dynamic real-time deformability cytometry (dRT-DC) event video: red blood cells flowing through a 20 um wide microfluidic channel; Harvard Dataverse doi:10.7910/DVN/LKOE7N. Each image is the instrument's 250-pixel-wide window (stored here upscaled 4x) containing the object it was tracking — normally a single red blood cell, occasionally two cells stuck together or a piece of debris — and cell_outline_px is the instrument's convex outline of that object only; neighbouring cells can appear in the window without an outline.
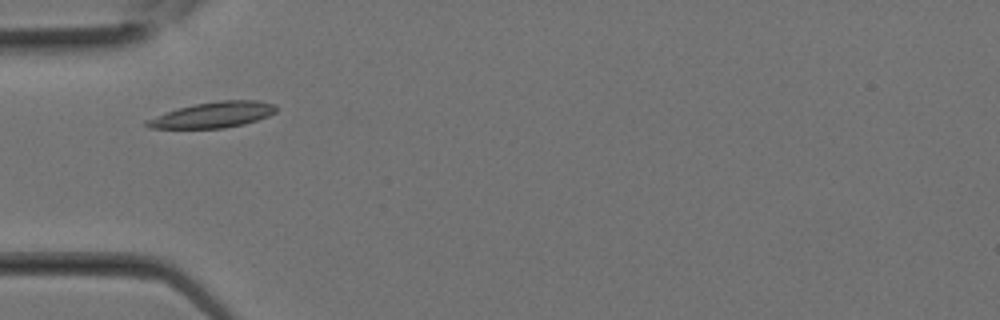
{"species": "Egyptian fruit bat (a non-hibernating species)", "species_latin": "Rousettus aegyptiacus", "temperature_condition": "room temperature", "stored_images_in_passage": 8, "camera_frame_rate_fps": 3000, "um_per_image_px": 0.085, "animal": {"sex": "female"}, "frame": {"image": 1, "passage_image": 2, "time_ms": 0.333, "image_size_px": [1000, 320], "cell_outline_px": [[276, 112], [268, 116], [244, 124], [224, 128], [148, 128], [144, 124], [144, 120], [176, 108], [196, 104], [220, 100], [256, 100], [276, 104]], "centroid_in_image_um": [18.09, 9.76], "position_along_channel_um": 66.9, "area_um2": 19.42}}
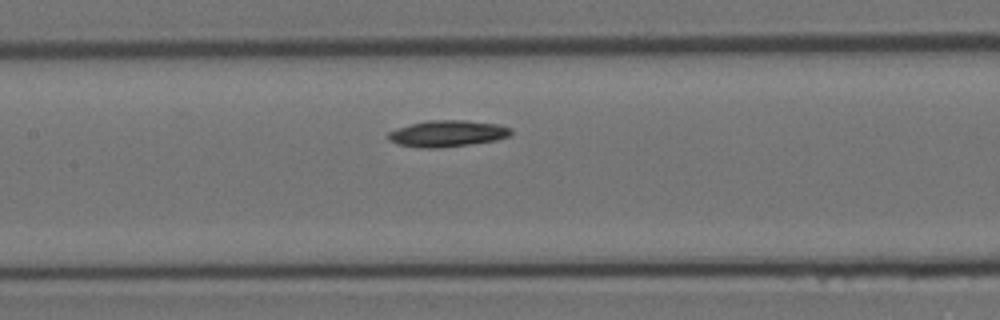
{"frame": {"image": 2, "passage_image": 6, "time_ms": 1.667, "image_size_px": [1000, 320], "cell_outline_px": [[512, 132], [508, 136], [496, 140], [468, 144], [436, 148], [428, 148], [400, 144], [392, 140], [388, 136], [388, 132], [412, 124], [428, 120], [464, 120], [496, 124], [512, 128]], "centroid_in_image_um": [38.08, 11.34], "position_along_channel_um": 169.3, "area_um2": 18.32}}
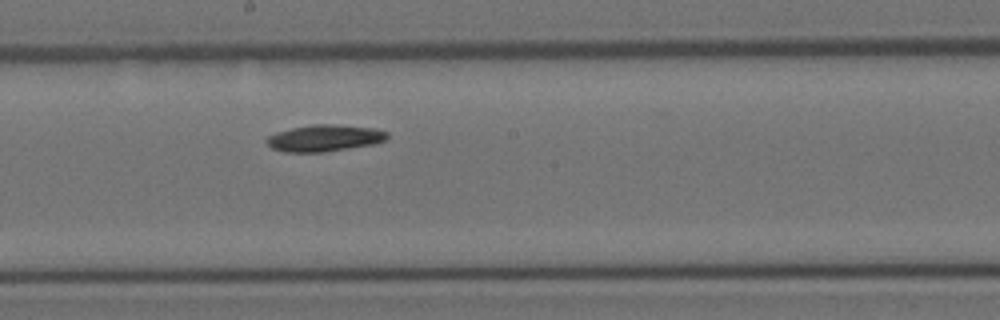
{"frame": {"image": 3, "passage_image": 8, "time_ms": 2.333, "image_size_px": [1000, 320], "cell_outline_px": [[388, 136], [384, 140], [376, 144], [324, 152], [284, 152], [272, 148], [264, 140], [268, 136], [276, 132], [292, 128], [312, 124], [336, 124], [376, 128], [388, 132]], "centroid_in_image_um": [27.59, 11.73], "position_along_channel_um": 220.6, "area_um2": 18.9}}